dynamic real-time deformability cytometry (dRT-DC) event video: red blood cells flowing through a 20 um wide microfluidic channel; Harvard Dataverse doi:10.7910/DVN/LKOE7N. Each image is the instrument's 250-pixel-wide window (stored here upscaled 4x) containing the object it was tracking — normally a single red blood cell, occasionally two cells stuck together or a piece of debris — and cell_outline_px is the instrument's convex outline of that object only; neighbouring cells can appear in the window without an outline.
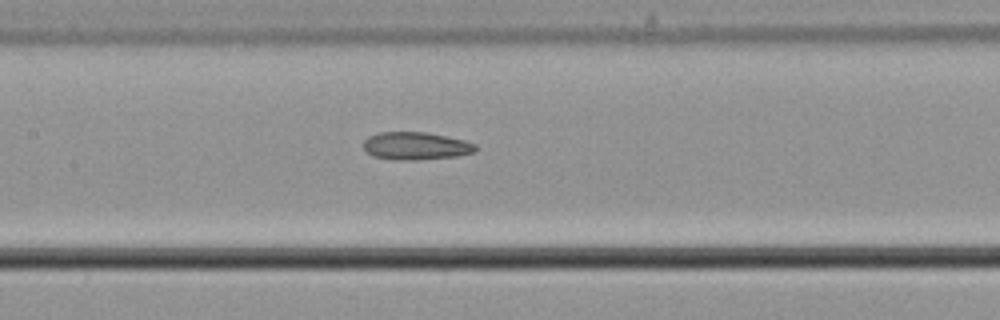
{"species": "common noctule bat (a hibernating species)", "species_latin": "Nyctalus noctula", "temperature_condition": "cold", "stored_images_in_passage": 4, "camera_frame_rate_fps": 3000, "um_per_image_px": 0.085, "animal": {"sex": "male", "body_mass_g": 21.5, "forearm_length_mm": 52.0}, "frame": {"image": 1, "passage_image": 4, "time_ms": 1.0, "image_size_px": [1000, 320], "cell_outline_px": [[476, 152], [460, 156], [416, 160], [400, 160], [372, 156], [364, 148], [364, 140], [368, 136], [380, 132], [428, 132], [464, 140], [476, 144]], "centroid_in_image_um": [35.38, 12.4], "position_along_channel_um": 172.0, "area_um2": 18.21}}